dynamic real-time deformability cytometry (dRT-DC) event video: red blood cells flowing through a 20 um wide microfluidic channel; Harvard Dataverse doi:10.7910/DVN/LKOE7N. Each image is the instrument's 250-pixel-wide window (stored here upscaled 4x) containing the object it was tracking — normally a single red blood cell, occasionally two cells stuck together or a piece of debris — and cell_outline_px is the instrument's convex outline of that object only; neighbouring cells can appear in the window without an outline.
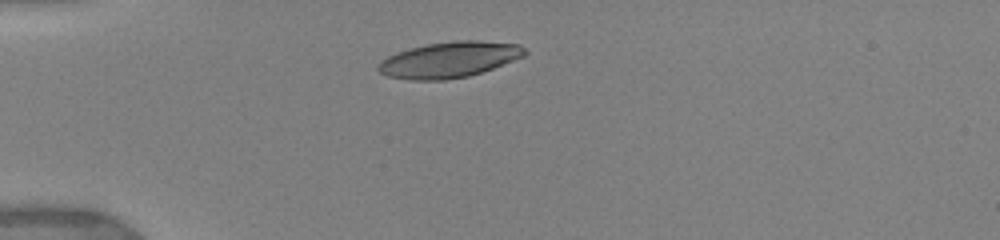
{"species": "human", "species_latin": "Homo sapiens", "temperature_condition": "warm", "stored_images_in_passage": 4, "camera_frame_rate_fps": 3000, "um_per_image_px": 0.085, "donor": {"sex": "female"}, "frame": {"image": 1, "passage_image": 1, "time_ms": 0.0, "image_size_px": [1000, 240], "cell_outline_px": [[528, 52], [524, 56], [492, 68], [468, 76], [444, 80], [408, 80], [388, 76], [380, 72], [376, 68], [376, 64], [380, 60], [396, 52], [428, 44], [460, 40], [480, 40], [520, 44]], "centroid_in_image_um": [38.16, 5.07], "position_along_channel_um": 46.8, "area_um2": 30.52}}